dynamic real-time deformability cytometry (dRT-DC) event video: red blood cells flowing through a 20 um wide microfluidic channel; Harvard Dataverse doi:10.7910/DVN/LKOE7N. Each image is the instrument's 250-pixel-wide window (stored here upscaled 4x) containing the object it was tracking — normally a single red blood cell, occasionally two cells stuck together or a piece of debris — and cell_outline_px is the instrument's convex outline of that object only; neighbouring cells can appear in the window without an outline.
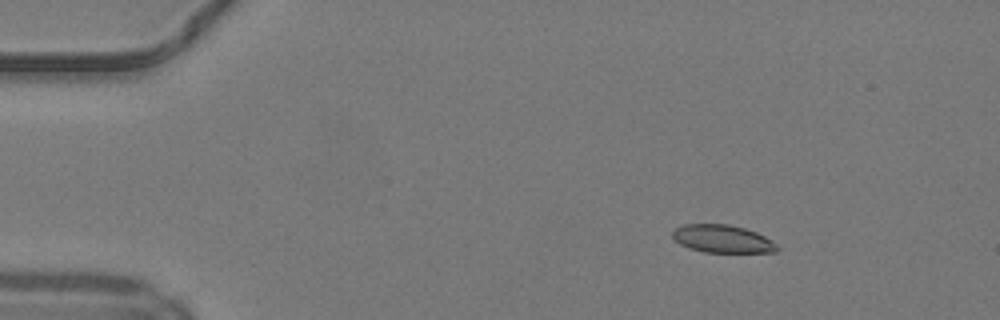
{"species": "common noctule bat (a hibernating species)", "species_latin": "Nyctalus noctula", "temperature_condition": "warm", "stored_images_in_passage": 49, "camera_frame_rate_fps": 3000, "um_per_image_px": 0.085, "animal": {"sex": "male", "body_mass_g": 19.2, "forearm_length_mm": 51.8}, "frame": {"image": 1, "passage_image": 7, "time_ms": 2.0, "image_size_px": [1000, 320], "cell_outline_px": [[780, 248], [776, 252], [704, 252], [688, 248], [680, 244], [672, 236], [672, 232], [676, 228], [684, 224], [728, 224], [744, 228], [756, 232], [772, 240]], "centroid_in_image_um": [61.41, 20.3], "position_along_channel_um": 23.6, "area_um2": 16.94}}
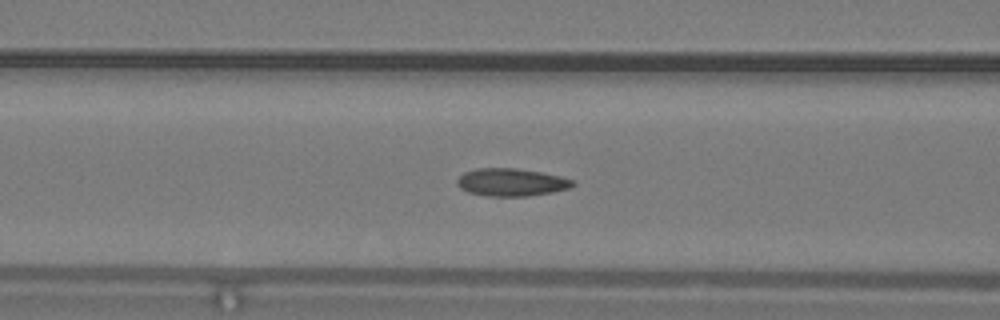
{"frame": {"image": 2, "passage_image": 20, "time_ms": 6.333, "image_size_px": [1000, 320], "cell_outline_px": [[576, 184], [568, 188], [552, 192], [528, 196], [488, 196], [468, 192], [460, 188], [456, 184], [456, 180], [464, 172], [476, 168], [516, 168], [540, 172], [560, 176], [576, 180]], "centroid_in_image_um": [43.46, 15.49], "position_along_channel_um": 123.1, "area_um2": 18.73}}
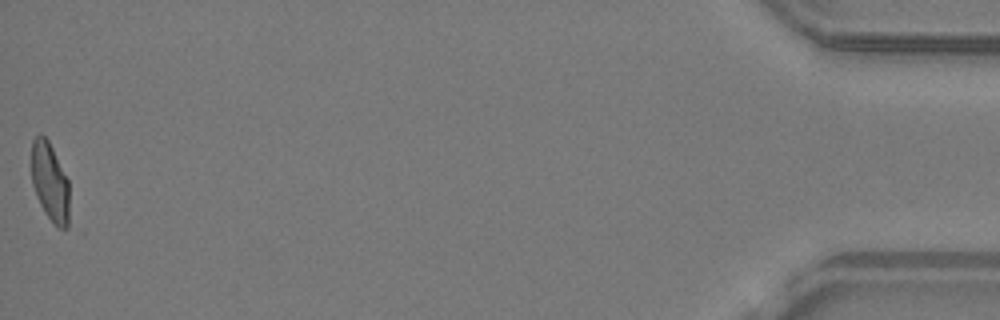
{"frame": {"image": 3, "passage_image": 49, "time_ms": 16.0, "image_size_px": [1000, 320], "cell_outline_px": [[68, 228], [60, 228], [44, 212], [36, 196], [32, 184], [32, 140], [40, 132], [48, 140], [68, 180]], "centroid_in_image_um": [4.23, 15.44], "position_along_channel_um": 431.0, "area_um2": 17.05}}